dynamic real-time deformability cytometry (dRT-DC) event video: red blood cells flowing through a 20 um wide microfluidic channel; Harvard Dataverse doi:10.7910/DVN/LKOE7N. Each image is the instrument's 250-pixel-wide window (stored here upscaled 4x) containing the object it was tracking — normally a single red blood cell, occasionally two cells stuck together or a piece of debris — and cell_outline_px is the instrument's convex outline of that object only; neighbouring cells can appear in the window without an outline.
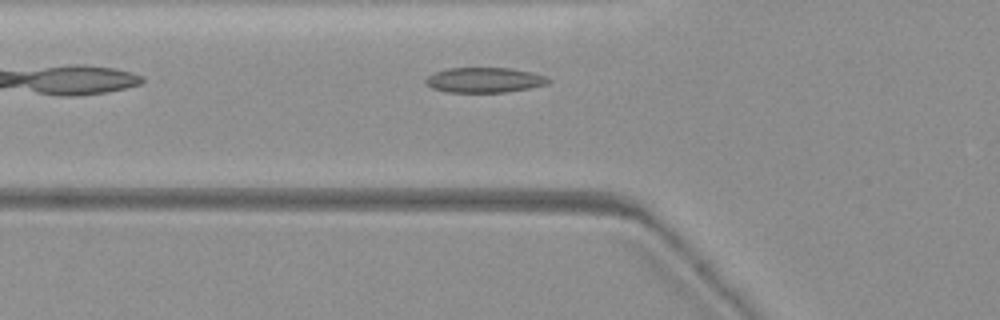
{"species": "common noctule bat (a hibernating species)", "species_latin": "Nyctalus noctula", "temperature_condition": "warm", "stored_images_in_passage": 31, "camera_frame_rate_fps": 3000, "um_per_image_px": 0.085, "animal": {"sex": "female", "body_mass_g": 19.3, "forearm_length_mm": 54.1}, "frame": {"image": 1, "passage_image": 4, "time_ms": 1.0, "image_size_px": [1000, 320], "cell_outline_px": [[552, 80], [548, 84], [528, 88], [504, 92], [448, 92], [432, 88], [424, 80], [428, 76], [436, 72], [448, 68], [512, 68], [532, 72], [544, 76]], "centroid_in_image_um": [41.19, 6.8], "position_along_channel_um": 84.6, "area_um2": 17.8}}
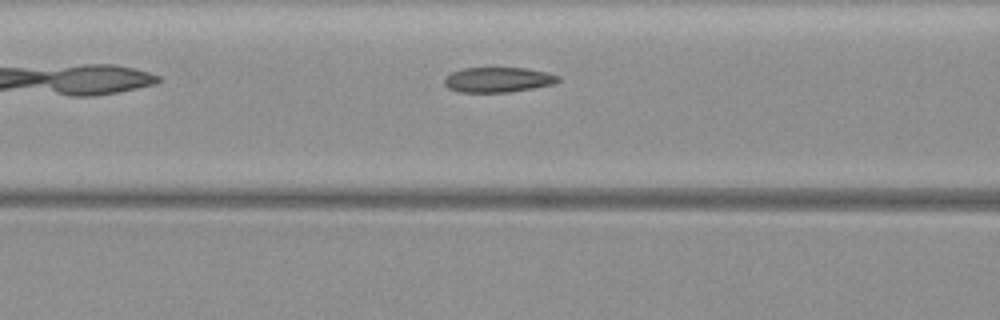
{"frame": {"image": 2, "passage_image": 8, "time_ms": 2.333, "image_size_px": [1000, 320], "cell_outline_px": [[560, 80], [552, 84], [532, 88], [508, 92], [460, 92], [448, 88], [444, 84], [444, 80], [452, 72], [464, 68], [528, 68], [548, 72], [560, 76]], "centroid_in_image_um": [42.35, 6.77], "position_along_channel_um": 124.2, "area_um2": 16.53}}